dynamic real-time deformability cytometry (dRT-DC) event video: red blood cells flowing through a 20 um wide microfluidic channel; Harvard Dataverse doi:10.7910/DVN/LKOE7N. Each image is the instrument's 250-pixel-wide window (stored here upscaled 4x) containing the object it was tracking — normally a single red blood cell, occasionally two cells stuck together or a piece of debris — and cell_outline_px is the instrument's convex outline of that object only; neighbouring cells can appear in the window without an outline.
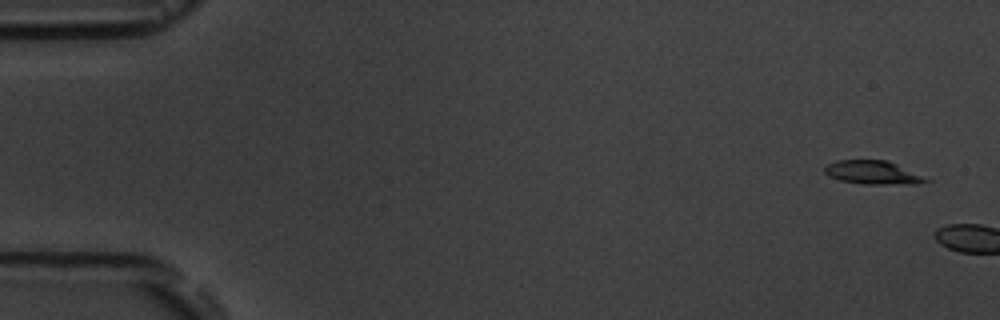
{"species": "common noctule bat (a hibernating species)", "species_latin": "Nyctalus noctula", "temperature_condition": "room temperature", "stored_images_in_passage": 2, "camera_frame_rate_fps": 3000, "um_per_image_px": 0.085, "animal": {"sex": "male", "body_mass_g": 19.5, "forearm_length_mm": 54.6}, "frame": {"image": 1, "passage_image": 1, "time_ms": 0.0, "image_size_px": [1000, 320], "cell_outline_px": [[932, 180], [916, 184], [864, 184], [840, 180], [828, 176], [824, 172], [824, 168], [828, 164], [836, 160], [888, 160]], "centroid_in_image_um": [74.18, 14.66], "position_along_channel_um": 10.8, "area_um2": 13.87}}